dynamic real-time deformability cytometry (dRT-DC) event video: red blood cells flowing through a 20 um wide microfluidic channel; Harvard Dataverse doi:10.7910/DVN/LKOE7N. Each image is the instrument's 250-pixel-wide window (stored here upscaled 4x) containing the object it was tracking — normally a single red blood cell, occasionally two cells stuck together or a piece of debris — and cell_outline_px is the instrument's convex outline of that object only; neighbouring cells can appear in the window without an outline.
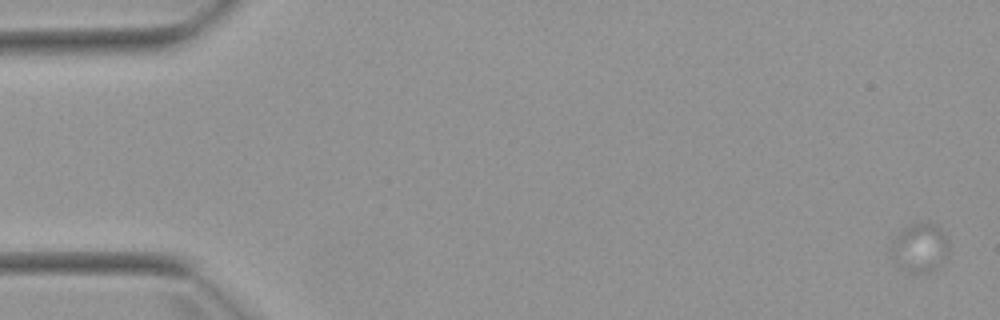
{"species": "Egyptian fruit bat (a non-hibernating species)", "species_latin": "Rousettus aegyptiacus", "temperature_condition": "warm", "stored_images_in_passage": 5, "camera_frame_rate_fps": 3000, "um_per_image_px": 0.085, "animal": {"sex": "female"}, "frame": {"image": 1, "passage_image": 1, "time_ms": 0.0, "image_size_px": [1000, 320], "cell_outline_px": [[948, 256], [936, 268], [928, 272], [908, 272], [896, 264], [888, 248], [892, 240], [904, 228], [912, 224], [936, 224], [940, 228], [948, 240]], "centroid_in_image_um": [78.17, 21.07], "position_along_channel_um": 6.8, "area_um2": 16.36}}
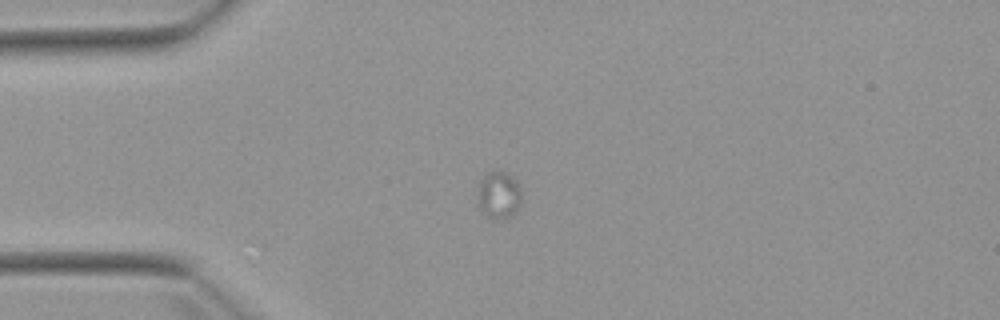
{"frame": {"image": 2, "passage_image": 5, "time_ms": 4.667, "image_size_px": [1000, 320], "cell_outline_px": [[520, 200], [516, 212], [512, 216], [500, 220], [492, 220], [480, 208], [480, 184], [484, 176], [488, 172], [504, 172], [512, 176], [516, 180], [520, 188]], "centroid_in_image_um": [42.44, 16.61], "position_along_channel_um": 42.6, "area_um2": 11.68}}